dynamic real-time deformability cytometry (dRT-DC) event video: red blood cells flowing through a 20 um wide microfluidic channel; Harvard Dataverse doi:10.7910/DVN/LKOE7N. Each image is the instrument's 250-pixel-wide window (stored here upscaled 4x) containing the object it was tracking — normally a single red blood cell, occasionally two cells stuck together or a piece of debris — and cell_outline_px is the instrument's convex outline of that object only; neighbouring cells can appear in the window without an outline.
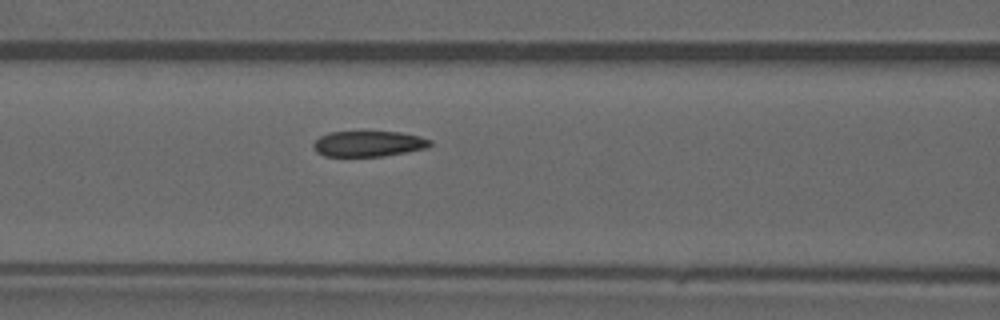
{"species": "common noctule bat (a hibernating species)", "species_latin": "Nyctalus noctula", "temperature_condition": "warm", "stored_images_in_passage": 48, "camera_frame_rate_fps": 3000, "um_per_image_px": 0.085, "animal": {"sex": "male", "forearm_length_mm": 52.5}, "frame": {"image": 1, "passage_image": 21, "time_ms": 6.667, "image_size_px": [1000, 320], "cell_outline_px": [[432, 144], [428, 148], [384, 156], [324, 156], [316, 152], [312, 148], [312, 144], [320, 136], [328, 132], [400, 132], [420, 136], [432, 140]], "centroid_in_image_um": [31.32, 12.22], "position_along_channel_um": 135.3, "area_um2": 17.57}}